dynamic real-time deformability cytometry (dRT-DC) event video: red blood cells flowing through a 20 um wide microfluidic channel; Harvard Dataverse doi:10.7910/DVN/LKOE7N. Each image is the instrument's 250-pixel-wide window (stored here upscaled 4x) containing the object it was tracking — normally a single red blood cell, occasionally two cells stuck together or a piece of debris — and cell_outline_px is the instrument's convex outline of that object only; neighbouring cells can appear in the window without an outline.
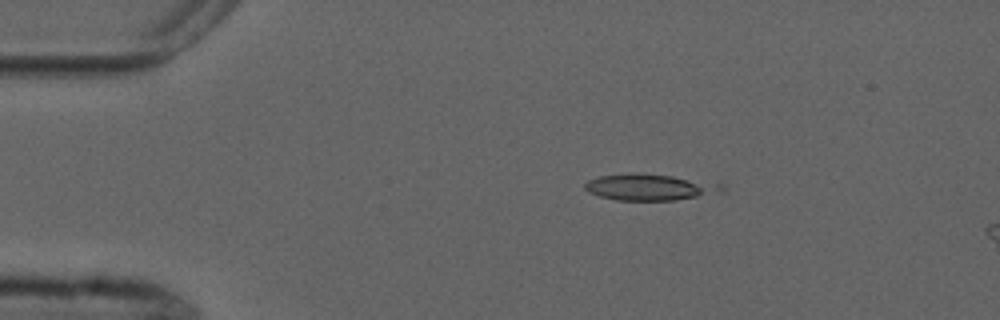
{"species": "common noctule bat (a hibernating species)", "species_latin": "Nyctalus noctula", "temperature_condition": "cold", "stored_images_in_passage": 6, "camera_frame_rate_fps": 3000, "um_per_image_px": 0.085, "animal": {"sex": "male", "forearm_length_mm": 52.5}, "frame": {"image": 1, "passage_image": 3, "time_ms": 2.333, "image_size_px": [1000, 320], "cell_outline_px": [[724, 192], [676, 200], [616, 200], [600, 196], [588, 192], [584, 188], [584, 184], [588, 180], [600, 176], [672, 176], [724, 184]], "centroid_in_image_um": [55.3, 15.96], "position_along_channel_um": 29.7, "area_um2": 20.0}}
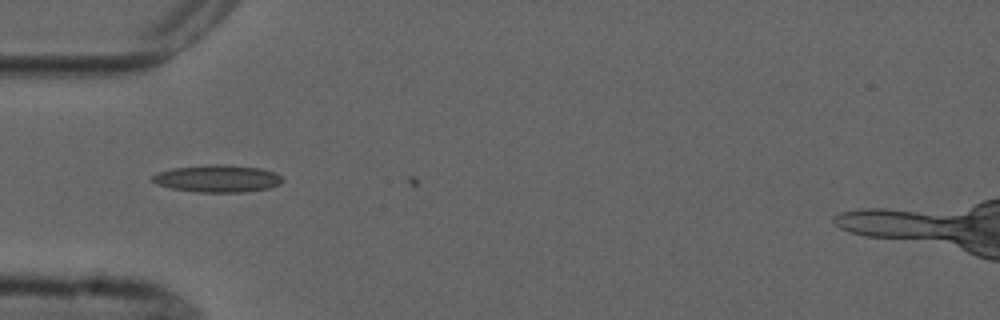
{"frame": {"image": 2, "passage_image": 5, "time_ms": 4.667, "image_size_px": [1000, 320], "cell_outline_px": [[284, 180], [280, 184], [268, 188], [244, 192], [196, 192], [172, 188], [160, 184], [152, 180], [152, 176], [160, 172], [172, 168], [212, 164], [224, 164], [260, 168], [276, 172]], "centroid_in_image_um": [18.54, 15.17], "position_along_channel_um": 66.5, "area_um2": 20.52}}